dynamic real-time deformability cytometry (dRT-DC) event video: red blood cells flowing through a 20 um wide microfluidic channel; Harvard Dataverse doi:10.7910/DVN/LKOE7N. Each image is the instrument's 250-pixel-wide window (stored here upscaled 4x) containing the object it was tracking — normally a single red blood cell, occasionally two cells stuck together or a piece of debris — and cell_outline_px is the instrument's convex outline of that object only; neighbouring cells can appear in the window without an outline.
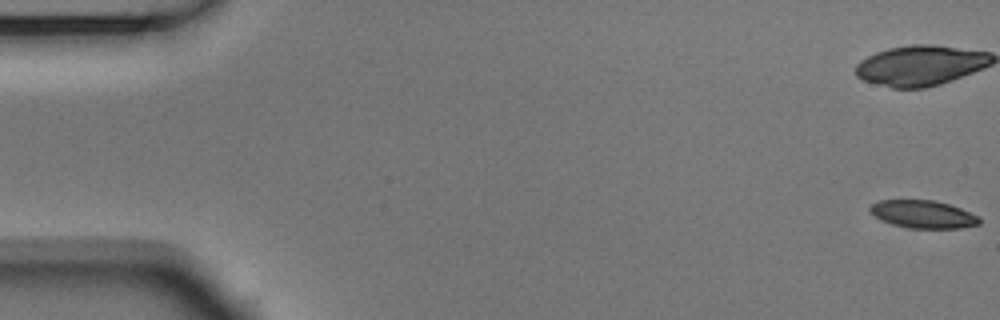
{"species": "Egyptian fruit bat (a non-hibernating species)", "species_latin": "Rousettus aegyptiacus", "temperature_condition": "room temperature", "stored_images_in_passage": 54, "camera_frame_rate_fps": 3000, "um_per_image_px": 0.085, "animal": {"sex": "male"}, "frame": {"image": 1, "passage_image": 1, "time_ms": 0.0, "image_size_px": [1000, 320], "cell_outline_px": [[980, 224], [960, 228], [908, 228], [892, 224], [876, 216], [868, 208], [872, 204], [880, 200], [936, 200], [960, 208], [980, 216]], "centroid_in_image_um": [78.5, 18.21], "position_along_channel_um": 6.5, "area_um2": 17.57}}